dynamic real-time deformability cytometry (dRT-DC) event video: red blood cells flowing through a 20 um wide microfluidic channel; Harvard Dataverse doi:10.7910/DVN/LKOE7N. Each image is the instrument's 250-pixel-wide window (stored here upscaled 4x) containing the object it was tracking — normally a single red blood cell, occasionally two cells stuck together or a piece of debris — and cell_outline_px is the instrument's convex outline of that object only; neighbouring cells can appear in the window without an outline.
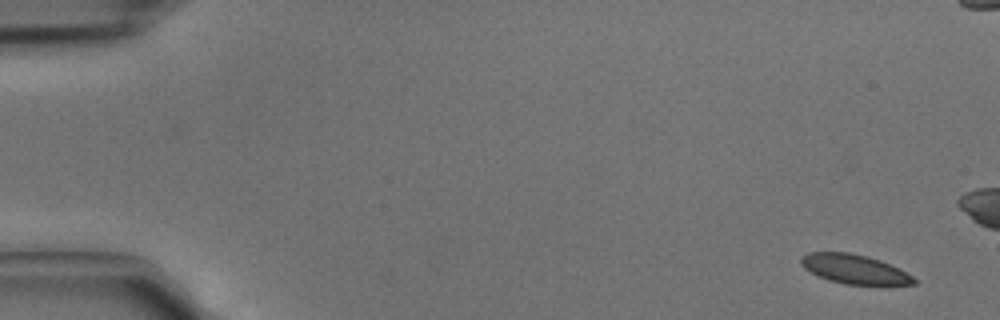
{"species": "common noctule bat (a hibernating species)", "species_latin": "Nyctalus noctula", "temperature_condition": "cold", "stored_images_in_passage": 5, "camera_frame_rate_fps": 3000, "um_per_image_px": 0.085, "animal": {"sex": "male", "body_mass_g": 15.6}, "frame": {"image": 1, "passage_image": 1, "time_ms": 0.0, "image_size_px": [1000, 320], "cell_outline_px": [[916, 284], [844, 284], [828, 280], [804, 268], [800, 264], [800, 256], [808, 252], [848, 252], [868, 256], [880, 260], [900, 268], [912, 276], [916, 280]], "centroid_in_image_um": [72.6, 22.86], "position_along_channel_um": 12.4, "area_um2": 19.19}}